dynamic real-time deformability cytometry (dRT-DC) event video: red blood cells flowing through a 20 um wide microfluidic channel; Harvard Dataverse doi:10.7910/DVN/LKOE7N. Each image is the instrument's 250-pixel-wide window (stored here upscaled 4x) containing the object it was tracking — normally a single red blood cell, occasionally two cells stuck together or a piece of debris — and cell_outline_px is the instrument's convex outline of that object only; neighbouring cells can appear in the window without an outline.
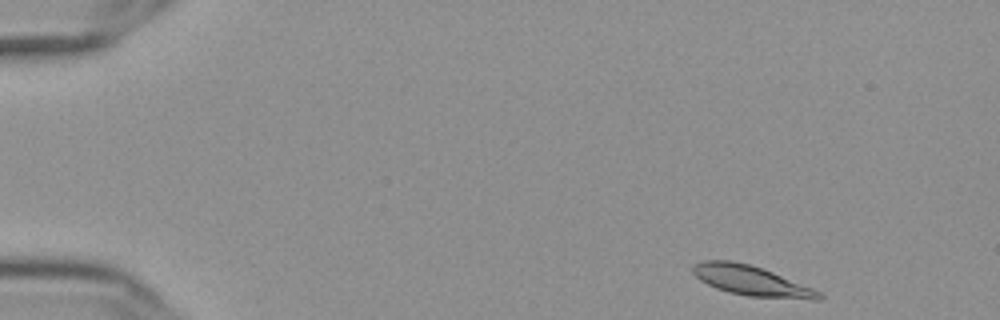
{"species": "Egyptian fruit bat (a non-hibernating species)", "species_latin": "Rousettus aegyptiacus", "temperature_condition": "cold", "stored_images_in_passage": 52, "camera_frame_rate_fps": 3000, "um_per_image_px": 0.085, "frame": {"image": 1, "passage_image": 2, "time_ms": 0.333, "image_size_px": [1000, 320], "cell_outline_px": [[824, 296], [820, 300], [812, 300], [748, 296], [728, 292], [716, 288], [700, 280], [692, 272], [692, 264], [704, 260], [732, 260], [748, 264], [772, 272], [812, 288], [820, 292]], "centroid_in_image_um": [63.84, 23.87], "position_along_channel_um": 21.2, "area_um2": 21.91}}
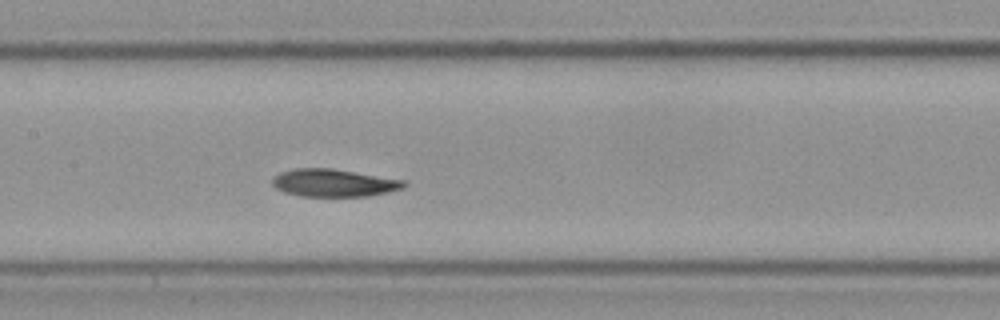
{"frame": {"image": 2, "passage_image": 24, "time_ms": 7.667, "image_size_px": [1000, 320], "cell_outline_px": [[408, 184], [404, 188], [388, 192], [368, 196], [300, 196], [284, 192], [276, 188], [272, 184], [272, 176], [280, 172], [296, 168], [332, 168], [404, 180]], "centroid_in_image_um": [28.36, 15.54], "position_along_channel_um": 179.0, "area_um2": 21.27}}
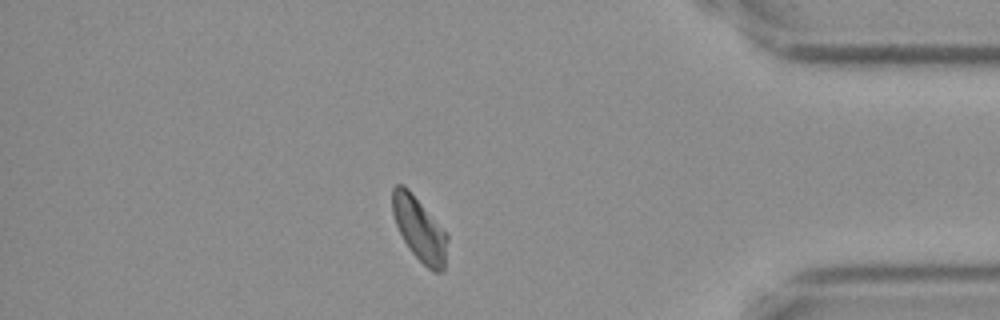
{"frame": {"image": 3, "passage_image": 45, "time_ms": 14.667, "image_size_px": [1000, 320], "cell_outline_px": [[448, 240], [444, 268], [440, 272], [432, 272], [412, 252], [404, 240], [396, 224], [392, 212], [392, 188], [396, 184], [404, 184], [408, 188], [448, 236]], "centroid_in_image_um": [35.63, 19.46], "position_along_channel_um": 399.6, "area_um2": 20.0}, "authors_computed_cell_mechanics": {"area_um2": 21.2704, "velocity_mm_per_s": 3.5723, "shape_relaxation_time_tau1_ms": 7.1569, "shape_relaxation_time_tau2_ms": 3.7085, "deformation_change_tau1": 0.1542, "deformation_change_tau2": 0.0776}}